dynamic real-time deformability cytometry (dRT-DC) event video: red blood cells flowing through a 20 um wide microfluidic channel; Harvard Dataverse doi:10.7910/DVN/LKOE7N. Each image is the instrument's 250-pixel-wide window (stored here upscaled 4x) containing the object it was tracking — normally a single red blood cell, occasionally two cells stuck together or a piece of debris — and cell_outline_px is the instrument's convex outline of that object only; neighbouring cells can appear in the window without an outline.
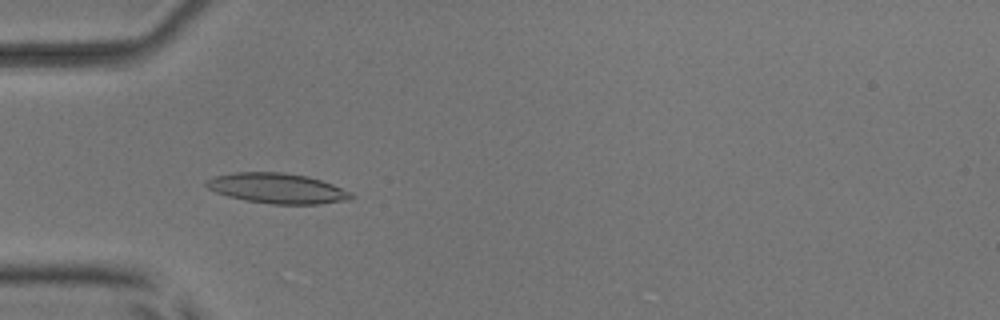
{"species": "common noctule bat (a hibernating species)", "species_latin": "Nyctalus noctula", "temperature_condition": "room temperature", "stored_images_in_passage": 6, "camera_frame_rate_fps": 3000, "um_per_image_px": 0.085, "animal": {"sex": "male", "body_mass_g": 17.9, "forearm_length_mm": 54.2}, "frame": {"image": 1, "passage_image": 5, "time_ms": 4.667, "image_size_px": [1000, 320], "cell_outline_px": [[356, 196], [352, 200], [316, 204], [272, 204], [244, 200], [228, 196], [216, 192], [208, 188], [204, 184], [204, 180], [216, 176], [236, 172], [284, 172], [308, 176], [332, 184], [352, 192]], "centroid_in_image_um": [23.59, 16.01], "position_along_channel_um": 61.4, "area_um2": 25.66}}
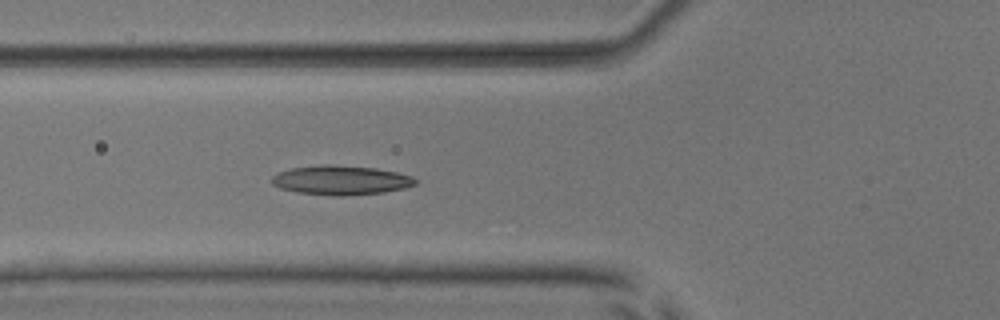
{"frame": {"image": 2, "passage_image": 6, "time_ms": 5.667, "image_size_px": [1000, 320], "cell_outline_px": [[416, 184], [404, 188], [384, 192], [344, 196], [332, 196], [296, 192], [280, 188], [272, 184], [272, 176], [280, 172], [292, 168], [320, 164], [332, 164], [376, 168], [396, 172], [412, 176], [416, 180]], "centroid_in_image_um": [28.97, 15.31], "position_along_channel_um": 96.8, "area_um2": 24.62}}